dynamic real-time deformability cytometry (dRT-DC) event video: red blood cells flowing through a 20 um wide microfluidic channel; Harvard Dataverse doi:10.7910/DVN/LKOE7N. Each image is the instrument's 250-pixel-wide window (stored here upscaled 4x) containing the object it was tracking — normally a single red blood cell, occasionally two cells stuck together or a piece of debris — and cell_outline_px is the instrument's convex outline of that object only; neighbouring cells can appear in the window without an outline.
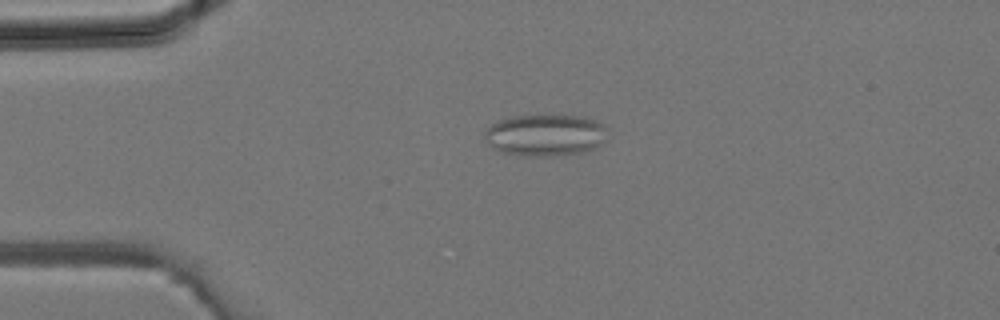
{"species": "common noctule bat (a hibernating species)", "species_latin": "Nyctalus noctula", "temperature_condition": "room temperature", "stored_images_in_passage": 35, "camera_frame_rate_fps": 3000, "um_per_image_px": 0.085, "animal": {"sex": "male", "body_mass_g": 19.2, "forearm_length_mm": 51.8}, "frame": {"image": 1, "passage_image": 8, "time_ms": 2.333, "image_size_px": [1000, 320], "cell_outline_px": [[604, 140], [596, 148], [584, 152], [548, 156], [532, 156], [500, 152], [492, 148], [484, 140], [484, 128], [500, 120], [512, 116], [584, 116], [596, 120], [604, 124]], "centroid_in_image_um": [46.3, 11.49], "position_along_channel_um": 38.7, "area_um2": 29.82}}
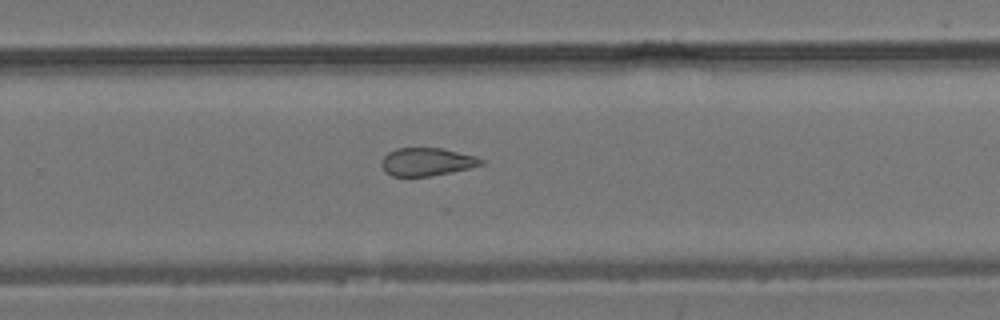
{"frame": {"image": 2, "passage_image": 23, "time_ms": 7.333, "image_size_px": [1000, 320], "cell_outline_px": [[484, 164], [452, 172], [432, 176], [392, 176], [384, 172], [380, 164], [384, 156], [388, 152], [396, 148], [444, 148], [476, 156], [484, 160]], "centroid_in_image_um": [36.27, 13.75], "position_along_channel_um": 293.5, "area_um2": 16.42}}
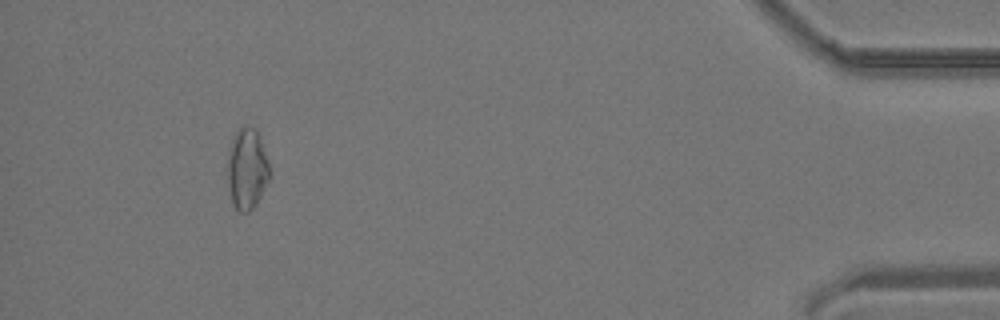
{"frame": {"image": 3, "passage_image": 33, "time_ms": 10.667, "image_size_px": [1000, 320], "cell_outline_px": [[268, 176], [260, 196], [256, 204], [248, 212], [240, 212], [232, 204], [228, 184], [228, 160], [232, 140], [236, 132], [244, 124], [256, 128], [268, 164]], "centroid_in_image_um": [20.96, 14.35], "position_along_channel_um": 414.2, "area_um2": 19.19}}